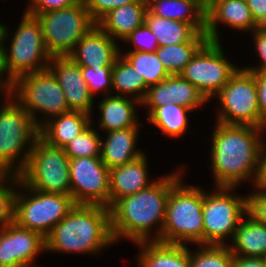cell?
Instances as JSON below:
<instances>
[{
	"label": "cell",
	"instance_id": "681fc988",
	"mask_svg": "<svg viewBox=\"0 0 266 267\" xmlns=\"http://www.w3.org/2000/svg\"><path fill=\"white\" fill-rule=\"evenodd\" d=\"M5 29H6V25L3 23L2 24L0 23V55L2 53L3 45H4Z\"/></svg>",
	"mask_w": 266,
	"mask_h": 267
},
{
	"label": "cell",
	"instance_id": "3957f363",
	"mask_svg": "<svg viewBox=\"0 0 266 267\" xmlns=\"http://www.w3.org/2000/svg\"><path fill=\"white\" fill-rule=\"evenodd\" d=\"M45 243L46 252L50 253L98 255L115 245L109 208L75 204L45 238Z\"/></svg>",
	"mask_w": 266,
	"mask_h": 267
},
{
	"label": "cell",
	"instance_id": "603a6c76",
	"mask_svg": "<svg viewBox=\"0 0 266 267\" xmlns=\"http://www.w3.org/2000/svg\"><path fill=\"white\" fill-rule=\"evenodd\" d=\"M91 115L80 111L50 118L39 128V136L49 145L64 148L91 124Z\"/></svg>",
	"mask_w": 266,
	"mask_h": 267
},
{
	"label": "cell",
	"instance_id": "836d02e7",
	"mask_svg": "<svg viewBox=\"0 0 266 267\" xmlns=\"http://www.w3.org/2000/svg\"><path fill=\"white\" fill-rule=\"evenodd\" d=\"M94 123L91 118V124L64 147L65 153L70 159L100 157L102 136L98 133L99 130L93 127Z\"/></svg>",
	"mask_w": 266,
	"mask_h": 267
},
{
	"label": "cell",
	"instance_id": "4dcf8cb0",
	"mask_svg": "<svg viewBox=\"0 0 266 267\" xmlns=\"http://www.w3.org/2000/svg\"><path fill=\"white\" fill-rule=\"evenodd\" d=\"M205 43L185 42L175 45L159 46L156 53L170 75H179Z\"/></svg>",
	"mask_w": 266,
	"mask_h": 267
},
{
	"label": "cell",
	"instance_id": "74e56055",
	"mask_svg": "<svg viewBox=\"0 0 266 267\" xmlns=\"http://www.w3.org/2000/svg\"><path fill=\"white\" fill-rule=\"evenodd\" d=\"M0 267H16L15 222L0 231Z\"/></svg>",
	"mask_w": 266,
	"mask_h": 267
},
{
	"label": "cell",
	"instance_id": "d4e9b609",
	"mask_svg": "<svg viewBox=\"0 0 266 267\" xmlns=\"http://www.w3.org/2000/svg\"><path fill=\"white\" fill-rule=\"evenodd\" d=\"M145 23L156 36L159 46L185 42H207L205 32H199L193 25L153 15L148 9Z\"/></svg>",
	"mask_w": 266,
	"mask_h": 267
},
{
	"label": "cell",
	"instance_id": "7bdbcfd3",
	"mask_svg": "<svg viewBox=\"0 0 266 267\" xmlns=\"http://www.w3.org/2000/svg\"><path fill=\"white\" fill-rule=\"evenodd\" d=\"M255 76L259 110L261 118L266 122V71H249Z\"/></svg>",
	"mask_w": 266,
	"mask_h": 267
},
{
	"label": "cell",
	"instance_id": "d590c367",
	"mask_svg": "<svg viewBox=\"0 0 266 267\" xmlns=\"http://www.w3.org/2000/svg\"><path fill=\"white\" fill-rule=\"evenodd\" d=\"M112 67H81L82 76L94 97L97 93L102 96L112 94Z\"/></svg>",
	"mask_w": 266,
	"mask_h": 267
},
{
	"label": "cell",
	"instance_id": "30bf717a",
	"mask_svg": "<svg viewBox=\"0 0 266 267\" xmlns=\"http://www.w3.org/2000/svg\"><path fill=\"white\" fill-rule=\"evenodd\" d=\"M219 103L216 122L226 125H250L266 129L261 118L255 76L239 68L228 83L213 97Z\"/></svg>",
	"mask_w": 266,
	"mask_h": 267
},
{
	"label": "cell",
	"instance_id": "484cf974",
	"mask_svg": "<svg viewBox=\"0 0 266 267\" xmlns=\"http://www.w3.org/2000/svg\"><path fill=\"white\" fill-rule=\"evenodd\" d=\"M234 256L266 257V226L258 223L248 213L235 230L230 243H227Z\"/></svg>",
	"mask_w": 266,
	"mask_h": 267
},
{
	"label": "cell",
	"instance_id": "2e32d148",
	"mask_svg": "<svg viewBox=\"0 0 266 267\" xmlns=\"http://www.w3.org/2000/svg\"><path fill=\"white\" fill-rule=\"evenodd\" d=\"M222 24L247 34L256 29V22L246 0H213L205 11V33L208 40L221 42L219 25Z\"/></svg>",
	"mask_w": 266,
	"mask_h": 267
},
{
	"label": "cell",
	"instance_id": "816d5d0a",
	"mask_svg": "<svg viewBox=\"0 0 266 267\" xmlns=\"http://www.w3.org/2000/svg\"><path fill=\"white\" fill-rule=\"evenodd\" d=\"M204 7H207L213 0H198Z\"/></svg>",
	"mask_w": 266,
	"mask_h": 267
},
{
	"label": "cell",
	"instance_id": "83f0119b",
	"mask_svg": "<svg viewBox=\"0 0 266 267\" xmlns=\"http://www.w3.org/2000/svg\"><path fill=\"white\" fill-rule=\"evenodd\" d=\"M148 109L147 122L151 123L167 135L166 137L179 138L188 131L189 115L192 109L178 105L166 104L161 107H146Z\"/></svg>",
	"mask_w": 266,
	"mask_h": 267
},
{
	"label": "cell",
	"instance_id": "52a82bcc",
	"mask_svg": "<svg viewBox=\"0 0 266 267\" xmlns=\"http://www.w3.org/2000/svg\"><path fill=\"white\" fill-rule=\"evenodd\" d=\"M9 93L38 128L50 118L70 111L60 84L48 68L19 76L9 85Z\"/></svg>",
	"mask_w": 266,
	"mask_h": 267
},
{
	"label": "cell",
	"instance_id": "6da1fadb",
	"mask_svg": "<svg viewBox=\"0 0 266 267\" xmlns=\"http://www.w3.org/2000/svg\"><path fill=\"white\" fill-rule=\"evenodd\" d=\"M184 171L179 166L175 171L155 178L151 185L139 192L116 200L109 207L111 233L116 244L121 239L134 244L161 242L170 191L184 177Z\"/></svg>",
	"mask_w": 266,
	"mask_h": 267
},
{
	"label": "cell",
	"instance_id": "b9f144b4",
	"mask_svg": "<svg viewBox=\"0 0 266 267\" xmlns=\"http://www.w3.org/2000/svg\"><path fill=\"white\" fill-rule=\"evenodd\" d=\"M252 36H253V43L254 46L256 47L254 50H256L255 53H257V55L260 58V61L258 60V65L255 66H244L242 67L243 69L247 70V71H266V31H261L258 29H255L251 32Z\"/></svg>",
	"mask_w": 266,
	"mask_h": 267
},
{
	"label": "cell",
	"instance_id": "ac0fdd59",
	"mask_svg": "<svg viewBox=\"0 0 266 267\" xmlns=\"http://www.w3.org/2000/svg\"><path fill=\"white\" fill-rule=\"evenodd\" d=\"M120 49L118 42L96 24L77 42L68 56L81 67L97 69L113 66L120 55Z\"/></svg>",
	"mask_w": 266,
	"mask_h": 267
},
{
	"label": "cell",
	"instance_id": "d6986e66",
	"mask_svg": "<svg viewBox=\"0 0 266 267\" xmlns=\"http://www.w3.org/2000/svg\"><path fill=\"white\" fill-rule=\"evenodd\" d=\"M148 157L143 154L139 158L122 166L110 169V206L118 199L132 195L151 185Z\"/></svg>",
	"mask_w": 266,
	"mask_h": 267
},
{
	"label": "cell",
	"instance_id": "7dc6e473",
	"mask_svg": "<svg viewBox=\"0 0 266 267\" xmlns=\"http://www.w3.org/2000/svg\"><path fill=\"white\" fill-rule=\"evenodd\" d=\"M9 93V85L0 77V102ZM3 94V95H2Z\"/></svg>",
	"mask_w": 266,
	"mask_h": 267
},
{
	"label": "cell",
	"instance_id": "ee69618b",
	"mask_svg": "<svg viewBox=\"0 0 266 267\" xmlns=\"http://www.w3.org/2000/svg\"><path fill=\"white\" fill-rule=\"evenodd\" d=\"M252 188L266 191V142L265 141L260 151L258 171Z\"/></svg>",
	"mask_w": 266,
	"mask_h": 267
},
{
	"label": "cell",
	"instance_id": "5b68a950",
	"mask_svg": "<svg viewBox=\"0 0 266 267\" xmlns=\"http://www.w3.org/2000/svg\"><path fill=\"white\" fill-rule=\"evenodd\" d=\"M0 102V175H19L39 128L26 110L8 93ZM3 104V105H2Z\"/></svg>",
	"mask_w": 266,
	"mask_h": 267
},
{
	"label": "cell",
	"instance_id": "ab89813d",
	"mask_svg": "<svg viewBox=\"0 0 266 267\" xmlns=\"http://www.w3.org/2000/svg\"><path fill=\"white\" fill-rule=\"evenodd\" d=\"M253 190L247 193V213L258 223L266 226V191Z\"/></svg>",
	"mask_w": 266,
	"mask_h": 267
},
{
	"label": "cell",
	"instance_id": "7402d4cb",
	"mask_svg": "<svg viewBox=\"0 0 266 267\" xmlns=\"http://www.w3.org/2000/svg\"><path fill=\"white\" fill-rule=\"evenodd\" d=\"M135 256L137 267H190V248L187 245L142 241Z\"/></svg>",
	"mask_w": 266,
	"mask_h": 267
},
{
	"label": "cell",
	"instance_id": "f546056e",
	"mask_svg": "<svg viewBox=\"0 0 266 267\" xmlns=\"http://www.w3.org/2000/svg\"><path fill=\"white\" fill-rule=\"evenodd\" d=\"M120 54L132 65L136 72L143 77L146 85L160 83L170 74L164 68L156 52L122 51Z\"/></svg>",
	"mask_w": 266,
	"mask_h": 267
},
{
	"label": "cell",
	"instance_id": "c3c4849f",
	"mask_svg": "<svg viewBox=\"0 0 266 267\" xmlns=\"http://www.w3.org/2000/svg\"><path fill=\"white\" fill-rule=\"evenodd\" d=\"M256 29L266 31V13L256 23Z\"/></svg>",
	"mask_w": 266,
	"mask_h": 267
},
{
	"label": "cell",
	"instance_id": "1f68e13d",
	"mask_svg": "<svg viewBox=\"0 0 266 267\" xmlns=\"http://www.w3.org/2000/svg\"><path fill=\"white\" fill-rule=\"evenodd\" d=\"M16 266L36 262L46 252L45 238L38 232L19 226L15 222Z\"/></svg>",
	"mask_w": 266,
	"mask_h": 267
},
{
	"label": "cell",
	"instance_id": "8d00e7d4",
	"mask_svg": "<svg viewBox=\"0 0 266 267\" xmlns=\"http://www.w3.org/2000/svg\"><path fill=\"white\" fill-rule=\"evenodd\" d=\"M123 42L126 45H132L127 51L156 52L159 47L156 36L145 22L129 34Z\"/></svg>",
	"mask_w": 266,
	"mask_h": 267
},
{
	"label": "cell",
	"instance_id": "d6a6232c",
	"mask_svg": "<svg viewBox=\"0 0 266 267\" xmlns=\"http://www.w3.org/2000/svg\"><path fill=\"white\" fill-rule=\"evenodd\" d=\"M190 248V267H234V255L226 245H195Z\"/></svg>",
	"mask_w": 266,
	"mask_h": 267
},
{
	"label": "cell",
	"instance_id": "44dd1931",
	"mask_svg": "<svg viewBox=\"0 0 266 267\" xmlns=\"http://www.w3.org/2000/svg\"><path fill=\"white\" fill-rule=\"evenodd\" d=\"M140 131V127H131L104 132L106 139L101 138L100 158L109 170L145 154V151L136 147Z\"/></svg>",
	"mask_w": 266,
	"mask_h": 267
},
{
	"label": "cell",
	"instance_id": "cb8c5ba5",
	"mask_svg": "<svg viewBox=\"0 0 266 267\" xmlns=\"http://www.w3.org/2000/svg\"><path fill=\"white\" fill-rule=\"evenodd\" d=\"M146 11L147 0H137L110 11L97 25L115 41L121 42L145 22Z\"/></svg>",
	"mask_w": 266,
	"mask_h": 267
},
{
	"label": "cell",
	"instance_id": "4fadbf2b",
	"mask_svg": "<svg viewBox=\"0 0 266 267\" xmlns=\"http://www.w3.org/2000/svg\"><path fill=\"white\" fill-rule=\"evenodd\" d=\"M222 45L208 40L180 73L209 102L240 68L227 59Z\"/></svg>",
	"mask_w": 266,
	"mask_h": 267
},
{
	"label": "cell",
	"instance_id": "e575fe53",
	"mask_svg": "<svg viewBox=\"0 0 266 267\" xmlns=\"http://www.w3.org/2000/svg\"><path fill=\"white\" fill-rule=\"evenodd\" d=\"M19 184L17 175H0V231L15 222V198Z\"/></svg>",
	"mask_w": 266,
	"mask_h": 267
},
{
	"label": "cell",
	"instance_id": "f1b7e54d",
	"mask_svg": "<svg viewBox=\"0 0 266 267\" xmlns=\"http://www.w3.org/2000/svg\"><path fill=\"white\" fill-rule=\"evenodd\" d=\"M147 91L148 86L143 77L120 54L112 67V94L128 96L142 102Z\"/></svg>",
	"mask_w": 266,
	"mask_h": 267
},
{
	"label": "cell",
	"instance_id": "e0dca14e",
	"mask_svg": "<svg viewBox=\"0 0 266 267\" xmlns=\"http://www.w3.org/2000/svg\"><path fill=\"white\" fill-rule=\"evenodd\" d=\"M208 102L193 84L179 74L170 75L160 83L149 86L141 108L178 104L195 111L200 106L209 104Z\"/></svg>",
	"mask_w": 266,
	"mask_h": 267
},
{
	"label": "cell",
	"instance_id": "8fae6325",
	"mask_svg": "<svg viewBox=\"0 0 266 267\" xmlns=\"http://www.w3.org/2000/svg\"><path fill=\"white\" fill-rule=\"evenodd\" d=\"M74 206L71 195L33 190L19 179L15 222L23 228L38 232L46 238Z\"/></svg>",
	"mask_w": 266,
	"mask_h": 267
},
{
	"label": "cell",
	"instance_id": "f907efd6",
	"mask_svg": "<svg viewBox=\"0 0 266 267\" xmlns=\"http://www.w3.org/2000/svg\"><path fill=\"white\" fill-rule=\"evenodd\" d=\"M34 264H35V265H34ZM16 267H42V266H40V265H36L35 262H32V263H28V264H20V265H18V266H16Z\"/></svg>",
	"mask_w": 266,
	"mask_h": 267
},
{
	"label": "cell",
	"instance_id": "bcb514c9",
	"mask_svg": "<svg viewBox=\"0 0 266 267\" xmlns=\"http://www.w3.org/2000/svg\"><path fill=\"white\" fill-rule=\"evenodd\" d=\"M248 7L255 22L266 13V0H246Z\"/></svg>",
	"mask_w": 266,
	"mask_h": 267
},
{
	"label": "cell",
	"instance_id": "9c48e42d",
	"mask_svg": "<svg viewBox=\"0 0 266 267\" xmlns=\"http://www.w3.org/2000/svg\"><path fill=\"white\" fill-rule=\"evenodd\" d=\"M69 159L64 148L49 145L38 136L19 179L33 190L71 195Z\"/></svg>",
	"mask_w": 266,
	"mask_h": 267
},
{
	"label": "cell",
	"instance_id": "8992f818",
	"mask_svg": "<svg viewBox=\"0 0 266 267\" xmlns=\"http://www.w3.org/2000/svg\"><path fill=\"white\" fill-rule=\"evenodd\" d=\"M184 177L171 189L161 242L179 245L203 244V189L184 182ZM185 183V184H184Z\"/></svg>",
	"mask_w": 266,
	"mask_h": 267
},
{
	"label": "cell",
	"instance_id": "f6af8a7d",
	"mask_svg": "<svg viewBox=\"0 0 266 267\" xmlns=\"http://www.w3.org/2000/svg\"><path fill=\"white\" fill-rule=\"evenodd\" d=\"M234 267H266V258L234 256Z\"/></svg>",
	"mask_w": 266,
	"mask_h": 267
},
{
	"label": "cell",
	"instance_id": "9a60e30c",
	"mask_svg": "<svg viewBox=\"0 0 266 267\" xmlns=\"http://www.w3.org/2000/svg\"><path fill=\"white\" fill-rule=\"evenodd\" d=\"M48 69L60 84L70 111L84 112L93 117L96 102L82 76L81 66L69 56H52Z\"/></svg>",
	"mask_w": 266,
	"mask_h": 267
},
{
	"label": "cell",
	"instance_id": "277c9868",
	"mask_svg": "<svg viewBox=\"0 0 266 267\" xmlns=\"http://www.w3.org/2000/svg\"><path fill=\"white\" fill-rule=\"evenodd\" d=\"M8 26L0 55V77L10 85L21 75L47 69L52 56L46 50L42 27L35 16L22 13L15 32H10Z\"/></svg>",
	"mask_w": 266,
	"mask_h": 267
},
{
	"label": "cell",
	"instance_id": "f35d334b",
	"mask_svg": "<svg viewBox=\"0 0 266 267\" xmlns=\"http://www.w3.org/2000/svg\"><path fill=\"white\" fill-rule=\"evenodd\" d=\"M137 0H84L91 18L97 24L107 13L115 8L136 2Z\"/></svg>",
	"mask_w": 266,
	"mask_h": 267
},
{
	"label": "cell",
	"instance_id": "ffe728a7",
	"mask_svg": "<svg viewBox=\"0 0 266 267\" xmlns=\"http://www.w3.org/2000/svg\"><path fill=\"white\" fill-rule=\"evenodd\" d=\"M97 109L100 111V117L97 127L105 132L113 130H121L131 127H140L137 116V110L141 106V102L128 97L109 94L103 96L101 101L97 103ZM138 108V109H137Z\"/></svg>",
	"mask_w": 266,
	"mask_h": 267
},
{
	"label": "cell",
	"instance_id": "60d3db41",
	"mask_svg": "<svg viewBox=\"0 0 266 267\" xmlns=\"http://www.w3.org/2000/svg\"><path fill=\"white\" fill-rule=\"evenodd\" d=\"M79 1L80 0H30V2L26 4L27 7H25L24 13L36 17L41 13L73 6Z\"/></svg>",
	"mask_w": 266,
	"mask_h": 267
},
{
	"label": "cell",
	"instance_id": "ba28073f",
	"mask_svg": "<svg viewBox=\"0 0 266 267\" xmlns=\"http://www.w3.org/2000/svg\"><path fill=\"white\" fill-rule=\"evenodd\" d=\"M236 189L213 187L210 193L203 189V244L226 246V242H231L247 214V194L238 195Z\"/></svg>",
	"mask_w": 266,
	"mask_h": 267
},
{
	"label": "cell",
	"instance_id": "7a4b0ae2",
	"mask_svg": "<svg viewBox=\"0 0 266 267\" xmlns=\"http://www.w3.org/2000/svg\"><path fill=\"white\" fill-rule=\"evenodd\" d=\"M213 129L208 139L211 143L209 160L214 187L240 188L246 181L253 184L260 151L266 141V129L216 121Z\"/></svg>",
	"mask_w": 266,
	"mask_h": 267
},
{
	"label": "cell",
	"instance_id": "4316f807",
	"mask_svg": "<svg viewBox=\"0 0 266 267\" xmlns=\"http://www.w3.org/2000/svg\"><path fill=\"white\" fill-rule=\"evenodd\" d=\"M147 9L158 17L188 23L205 32L206 7L198 0H147Z\"/></svg>",
	"mask_w": 266,
	"mask_h": 267
},
{
	"label": "cell",
	"instance_id": "5bb4252c",
	"mask_svg": "<svg viewBox=\"0 0 266 267\" xmlns=\"http://www.w3.org/2000/svg\"><path fill=\"white\" fill-rule=\"evenodd\" d=\"M71 197L75 204L110 207V170L100 157L69 159Z\"/></svg>",
	"mask_w": 266,
	"mask_h": 267
},
{
	"label": "cell",
	"instance_id": "7c38bea8",
	"mask_svg": "<svg viewBox=\"0 0 266 267\" xmlns=\"http://www.w3.org/2000/svg\"><path fill=\"white\" fill-rule=\"evenodd\" d=\"M36 18L42 27L46 50L51 56H68L77 42L96 25L84 0L67 8L38 14Z\"/></svg>",
	"mask_w": 266,
	"mask_h": 267
}]
</instances>
